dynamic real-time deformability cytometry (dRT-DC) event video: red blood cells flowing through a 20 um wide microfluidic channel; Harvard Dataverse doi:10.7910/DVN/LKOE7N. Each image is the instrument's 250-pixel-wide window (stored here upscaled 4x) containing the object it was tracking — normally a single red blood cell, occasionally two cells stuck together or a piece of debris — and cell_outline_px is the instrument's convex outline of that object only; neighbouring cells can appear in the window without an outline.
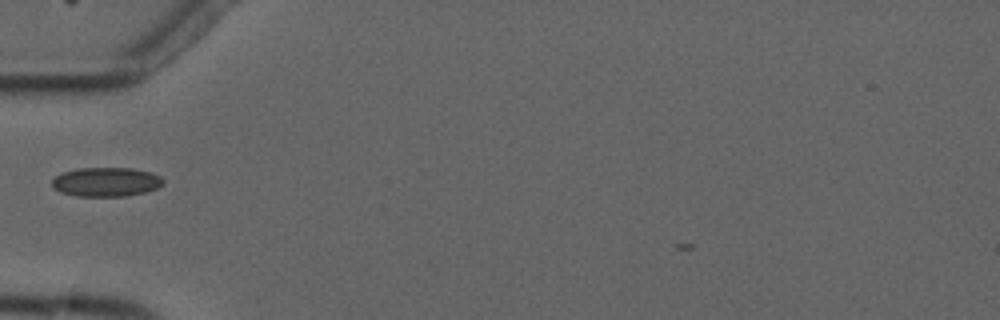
{"species": "common noctule bat (a hibernating species)", "species_latin": "Nyctalus noctula", "temperature_condition": "cold", "stored_images_in_passage": 2, "camera_frame_rate_fps": 3000, "um_per_image_px": 0.085, "animal": {"sex": "male", "forearm_length_mm": 52.5}, "frame": {"image": 1, "passage_image": 2, "time_ms": 2.0, "image_size_px": [1000, 320], "cell_outline_px": [[164, 184], [156, 188], [144, 192], [128, 196], [76, 196], [60, 192], [52, 188], [52, 180], [56, 176], [64, 172], [76, 168], [132, 168], [148, 172], [160, 176], [164, 180]], "centroid_in_image_um": [9.0, 15.47], "position_along_channel_um": 76.0, "area_um2": 18.9}}